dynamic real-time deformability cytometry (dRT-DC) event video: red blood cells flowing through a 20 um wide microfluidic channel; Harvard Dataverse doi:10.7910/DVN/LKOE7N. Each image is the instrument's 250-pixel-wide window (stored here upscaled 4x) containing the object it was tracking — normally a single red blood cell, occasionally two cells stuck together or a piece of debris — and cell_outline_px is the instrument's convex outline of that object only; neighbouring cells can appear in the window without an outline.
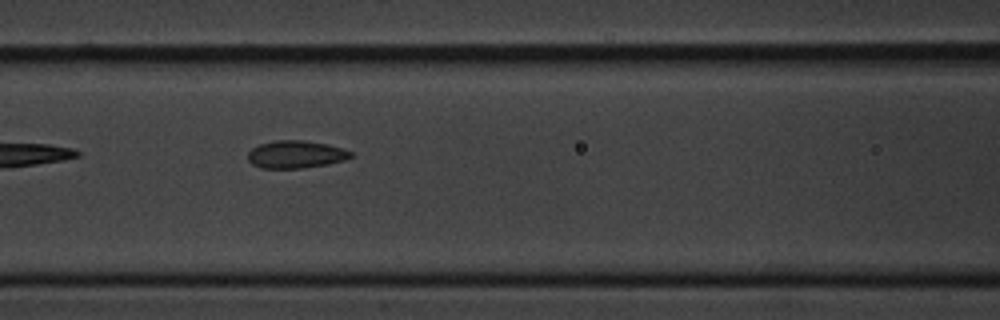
{"species": "common noctule bat (a hibernating species)", "species_latin": "Nyctalus noctula", "temperature_condition": "cold", "stored_images_in_passage": 8, "camera_frame_rate_fps": 3000, "um_per_image_px": 0.085, "animal": {"sex": "male", "body_mass_g": 20.1, "forearm_length_mm": 53.5}, "frame": {"image": 1, "passage_image": 6, "time_ms": 6.667, "image_size_px": [1000, 320], "cell_outline_px": [[352, 156], [344, 160], [328, 164], [300, 168], [260, 168], [252, 164], [248, 160], [248, 152], [252, 148], [260, 144], [276, 140], [304, 140], [328, 144], [344, 148], [352, 152]], "centroid_in_image_um": [25.14, 13.12], "position_along_channel_um": 141.5, "area_um2": 16.59}}
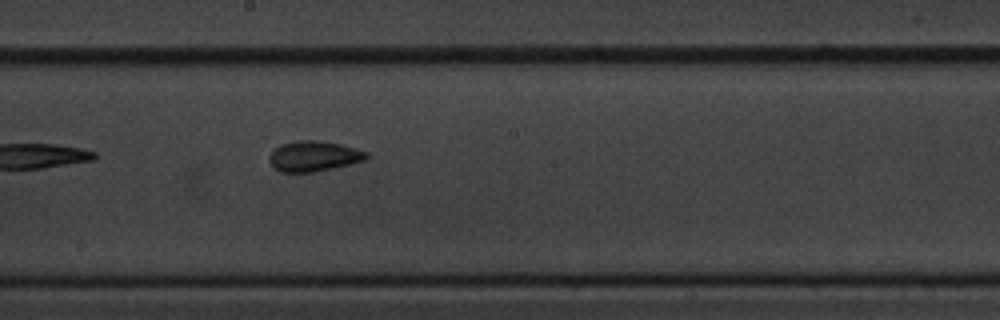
{"frame": {"image": 2, "passage_image": 8, "time_ms": 9.0, "image_size_px": [1000, 320], "cell_outline_px": [[368, 160], [332, 168], [312, 172], [280, 172], [268, 160], [268, 156], [280, 144], [296, 140], [320, 140], [340, 144], [368, 152]], "centroid_in_image_um": [26.68, 13.26], "position_along_channel_um": 221.5, "area_um2": 17.22}}